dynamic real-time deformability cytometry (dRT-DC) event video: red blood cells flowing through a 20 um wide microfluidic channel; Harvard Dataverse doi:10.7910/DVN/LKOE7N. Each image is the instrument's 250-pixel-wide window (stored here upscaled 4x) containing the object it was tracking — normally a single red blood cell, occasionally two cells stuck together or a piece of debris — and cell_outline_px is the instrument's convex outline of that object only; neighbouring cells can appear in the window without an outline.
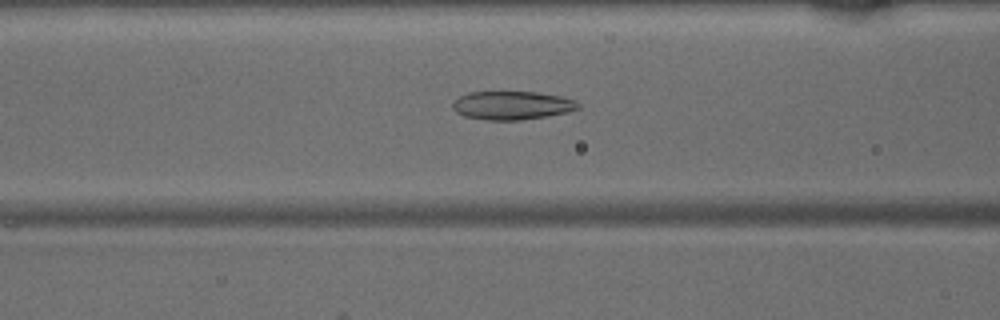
{"species": "common noctule bat (a hibernating species)", "species_latin": "Nyctalus noctula", "temperature_condition": "warm", "stored_images_in_passage": 43, "camera_frame_rate_fps": 3000, "um_per_image_px": 0.085, "animal": {"sex": "male", "body_mass_g": 15.6}, "frame": {"image": 1, "passage_image": 19, "time_ms": 6.0, "image_size_px": [1000, 320], "cell_outline_px": [[580, 108], [568, 112], [548, 116], [520, 120], [488, 120], [464, 116], [456, 112], [452, 108], [452, 104], [460, 96], [468, 92], [536, 92], [560, 96], [576, 100], [580, 104]], "centroid_in_image_um": [43.55, 8.96], "position_along_channel_um": 123.1, "area_um2": 20.87}}
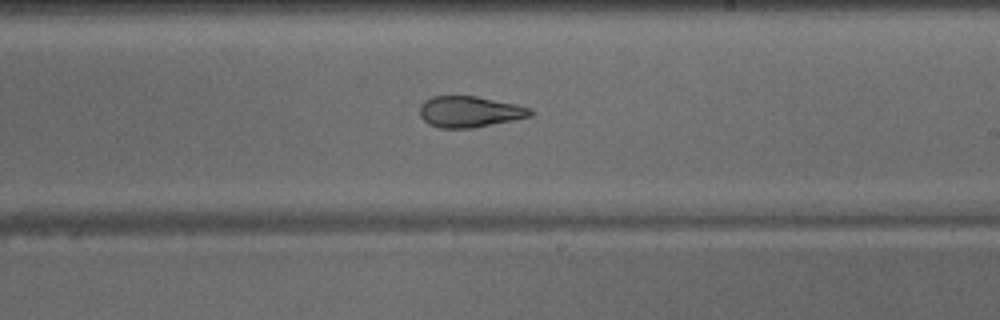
{"frame": {"image": 2, "passage_image": 28, "time_ms": 9.0, "image_size_px": [1000, 320], "cell_outline_px": [[532, 116], [472, 128], [440, 128], [428, 124], [420, 116], [420, 108], [424, 100], [432, 96], [476, 96], [516, 104], [528, 108], [532, 112]], "centroid_in_image_um": [39.88, 9.49], "position_along_channel_um": 249.1, "area_um2": 19.88}}
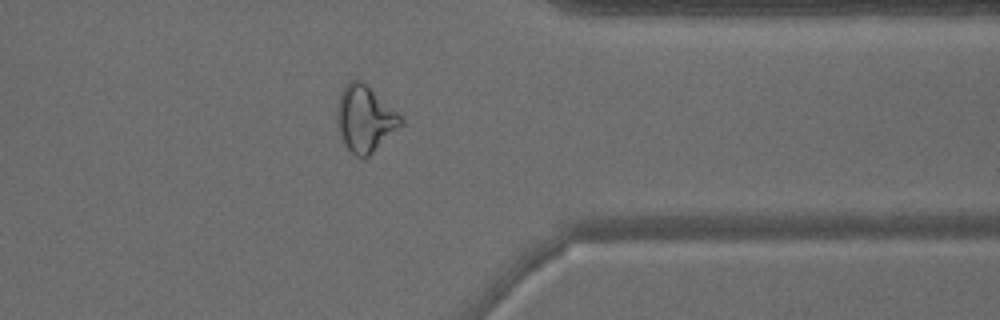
{"frame": {"image": 3, "passage_image": 38, "time_ms": 12.333, "image_size_px": [1000, 320], "cell_outline_px": [[404, 124], [400, 128], [368, 156], [356, 156], [344, 144], [336, 120], [336, 108], [340, 92], [352, 80], [360, 80], [396, 112], [404, 120]], "centroid_in_image_um": [31.01, 10.11], "position_along_channel_um": 380.4, "area_um2": 23.99}}